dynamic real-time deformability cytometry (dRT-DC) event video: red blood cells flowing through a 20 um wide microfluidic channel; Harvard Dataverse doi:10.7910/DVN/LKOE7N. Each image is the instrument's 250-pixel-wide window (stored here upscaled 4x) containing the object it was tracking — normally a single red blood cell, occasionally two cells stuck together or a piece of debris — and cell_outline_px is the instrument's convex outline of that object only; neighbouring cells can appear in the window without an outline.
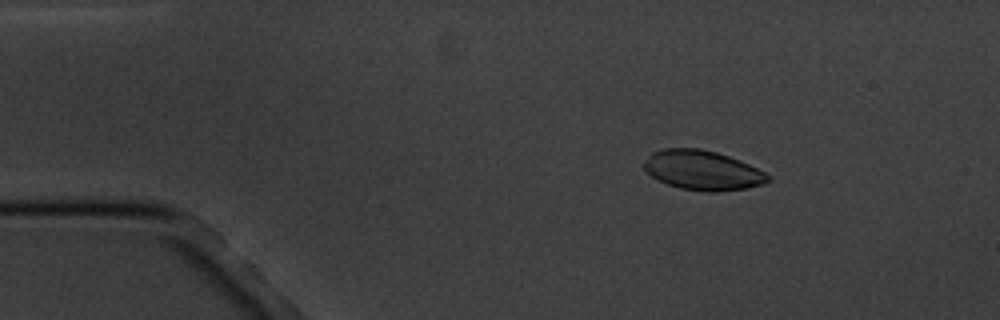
{"species": "common noctule bat (a hibernating species)", "species_latin": "Nyctalus noctula", "temperature_condition": "cold", "stored_images_in_passage": 3, "camera_frame_rate_fps": 3000, "um_per_image_px": 0.085, "animal": {"sex": "male", "body_mass_g": 20.1, "forearm_length_mm": 53.5}, "frame": {"image": 1, "passage_image": 1, "time_ms": 0.0, "image_size_px": [1000, 320], "cell_outline_px": [[772, 180], [748, 188], [716, 192], [708, 192], [680, 188], [668, 184], [652, 176], [644, 168], [644, 164], [652, 152], [664, 148], [700, 148], [716, 152], [728, 156], [748, 164], [772, 176]], "centroid_in_image_um": [59.74, 14.47], "position_along_channel_um": 25.3, "area_um2": 28.32}}